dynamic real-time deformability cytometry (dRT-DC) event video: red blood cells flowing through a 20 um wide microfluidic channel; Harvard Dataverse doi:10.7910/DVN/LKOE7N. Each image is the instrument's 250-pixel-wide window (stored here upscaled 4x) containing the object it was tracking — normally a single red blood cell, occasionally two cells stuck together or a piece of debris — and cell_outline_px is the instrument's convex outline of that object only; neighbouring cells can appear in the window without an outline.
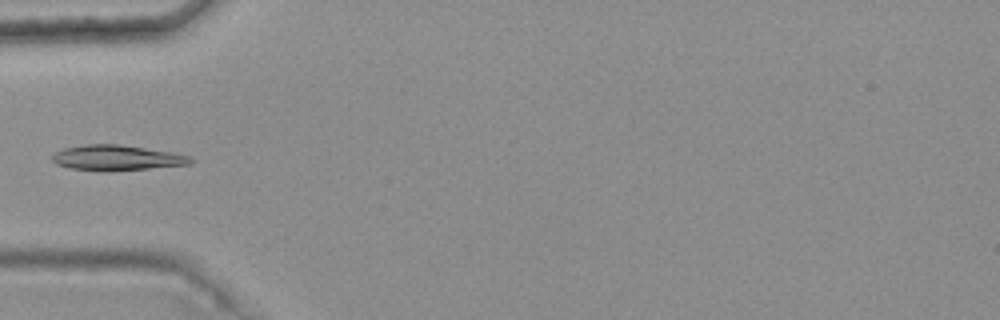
{"species": "common noctule bat (a hibernating species)", "species_latin": "Nyctalus noctula", "temperature_condition": "warm", "stored_images_in_passage": 4, "camera_frame_rate_fps": 3000, "um_per_image_px": 0.085, "animal": {"sex": "female", "body_mass_g": 25.1}, "frame": {"image": 1, "passage_image": 4, "time_ms": 1.0, "image_size_px": [1000, 320], "cell_outline_px": [[196, 160], [192, 164], [148, 168], [100, 172], [68, 168], [56, 164], [52, 160], [52, 156], [56, 152], [64, 148], [84, 144], [120, 144], [172, 152], [188, 156]], "centroid_in_image_um": [9.91, 13.42], "position_along_channel_um": 75.1, "area_um2": 20.58}}